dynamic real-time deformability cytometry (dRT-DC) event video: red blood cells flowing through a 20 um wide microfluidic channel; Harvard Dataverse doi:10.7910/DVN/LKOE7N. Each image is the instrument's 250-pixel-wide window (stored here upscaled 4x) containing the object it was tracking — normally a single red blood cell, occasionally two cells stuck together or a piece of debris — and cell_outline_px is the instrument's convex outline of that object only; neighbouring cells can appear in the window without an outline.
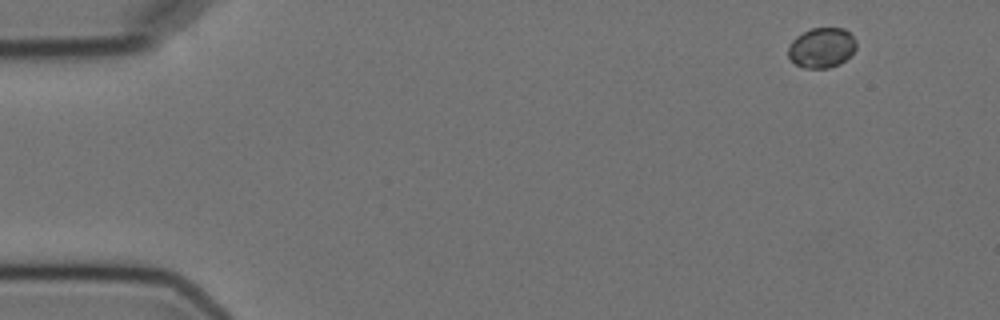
{"species": "Egyptian fruit bat (a non-hibernating species)", "species_latin": "Rousettus aegyptiacus", "temperature_condition": "cold", "stored_images_in_passage": 5, "camera_frame_rate_fps": 3000, "um_per_image_px": 0.085, "animal": {"sex": "female"}, "frame": {"image": 1, "passage_image": 1, "time_ms": 0.0, "image_size_px": [1000, 320], "cell_outline_px": [[856, 48], [840, 64], [828, 68], [804, 68], [796, 64], [788, 56], [788, 48], [792, 40], [796, 36], [812, 28], [844, 28], [856, 40]], "centroid_in_image_um": [69.83, 4.05], "position_along_channel_um": 15.2, "area_um2": 15.78}}
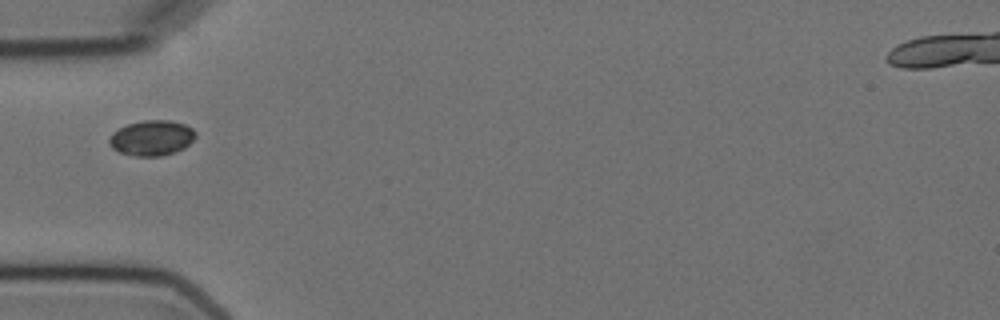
{"frame": {"image": 2, "passage_image": 5, "time_ms": 4.667, "image_size_px": [1000, 320], "cell_outline_px": [[196, 136], [184, 148], [160, 156], [136, 156], [120, 152], [112, 148], [108, 144], [108, 140], [112, 132], [128, 124], [144, 120], [172, 120], [184, 124], [192, 128], [196, 132]], "centroid_in_image_um": [12.88, 11.71], "position_along_channel_um": 72.1, "area_um2": 17.69}}